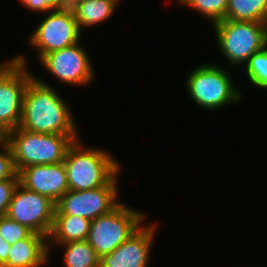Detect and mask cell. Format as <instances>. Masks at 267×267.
<instances>
[{
  "instance_id": "9c48e42d",
  "label": "cell",
  "mask_w": 267,
  "mask_h": 267,
  "mask_svg": "<svg viewBox=\"0 0 267 267\" xmlns=\"http://www.w3.org/2000/svg\"><path fill=\"white\" fill-rule=\"evenodd\" d=\"M118 175L100 188L68 190L56 203L55 215L81 216L92 221L108 214L121 203L118 200Z\"/></svg>"
},
{
  "instance_id": "d6986e66",
  "label": "cell",
  "mask_w": 267,
  "mask_h": 267,
  "mask_svg": "<svg viewBox=\"0 0 267 267\" xmlns=\"http://www.w3.org/2000/svg\"><path fill=\"white\" fill-rule=\"evenodd\" d=\"M177 2L182 6L195 9L206 19H210L212 25L226 17L228 0H177Z\"/></svg>"
},
{
  "instance_id": "ba28073f",
  "label": "cell",
  "mask_w": 267,
  "mask_h": 267,
  "mask_svg": "<svg viewBox=\"0 0 267 267\" xmlns=\"http://www.w3.org/2000/svg\"><path fill=\"white\" fill-rule=\"evenodd\" d=\"M81 33L72 9L61 7L45 15L28 41L40 60L45 54L80 42Z\"/></svg>"
},
{
  "instance_id": "7a4b0ae2",
  "label": "cell",
  "mask_w": 267,
  "mask_h": 267,
  "mask_svg": "<svg viewBox=\"0 0 267 267\" xmlns=\"http://www.w3.org/2000/svg\"><path fill=\"white\" fill-rule=\"evenodd\" d=\"M80 139L69 146L64 159L69 190L106 186L120 173V163L107 150L87 148Z\"/></svg>"
},
{
  "instance_id": "3957f363",
  "label": "cell",
  "mask_w": 267,
  "mask_h": 267,
  "mask_svg": "<svg viewBox=\"0 0 267 267\" xmlns=\"http://www.w3.org/2000/svg\"><path fill=\"white\" fill-rule=\"evenodd\" d=\"M79 135L35 133L17 127L6 134V143L13 155L17 173L33 165L64 162L69 146Z\"/></svg>"
},
{
  "instance_id": "ffe728a7",
  "label": "cell",
  "mask_w": 267,
  "mask_h": 267,
  "mask_svg": "<svg viewBox=\"0 0 267 267\" xmlns=\"http://www.w3.org/2000/svg\"><path fill=\"white\" fill-rule=\"evenodd\" d=\"M245 74L254 87L267 89V46L254 53L244 65Z\"/></svg>"
},
{
  "instance_id": "4316f807",
  "label": "cell",
  "mask_w": 267,
  "mask_h": 267,
  "mask_svg": "<svg viewBox=\"0 0 267 267\" xmlns=\"http://www.w3.org/2000/svg\"><path fill=\"white\" fill-rule=\"evenodd\" d=\"M6 142V134L3 132V130L0 128V145Z\"/></svg>"
},
{
  "instance_id": "8fae6325",
  "label": "cell",
  "mask_w": 267,
  "mask_h": 267,
  "mask_svg": "<svg viewBox=\"0 0 267 267\" xmlns=\"http://www.w3.org/2000/svg\"><path fill=\"white\" fill-rule=\"evenodd\" d=\"M80 43L45 54L39 61L43 68L66 85L87 86L94 76L91 58Z\"/></svg>"
},
{
  "instance_id": "ac0fdd59",
  "label": "cell",
  "mask_w": 267,
  "mask_h": 267,
  "mask_svg": "<svg viewBox=\"0 0 267 267\" xmlns=\"http://www.w3.org/2000/svg\"><path fill=\"white\" fill-rule=\"evenodd\" d=\"M225 20L267 23V0H228Z\"/></svg>"
},
{
  "instance_id": "484cf974",
  "label": "cell",
  "mask_w": 267,
  "mask_h": 267,
  "mask_svg": "<svg viewBox=\"0 0 267 267\" xmlns=\"http://www.w3.org/2000/svg\"><path fill=\"white\" fill-rule=\"evenodd\" d=\"M83 1L84 0H60L61 7L67 8V9H72L74 6H76L77 4H79Z\"/></svg>"
},
{
  "instance_id": "5bb4252c",
  "label": "cell",
  "mask_w": 267,
  "mask_h": 267,
  "mask_svg": "<svg viewBox=\"0 0 267 267\" xmlns=\"http://www.w3.org/2000/svg\"><path fill=\"white\" fill-rule=\"evenodd\" d=\"M46 236L32 232L27 238L11 244L3 267H43L50 259Z\"/></svg>"
},
{
  "instance_id": "5b68a950",
  "label": "cell",
  "mask_w": 267,
  "mask_h": 267,
  "mask_svg": "<svg viewBox=\"0 0 267 267\" xmlns=\"http://www.w3.org/2000/svg\"><path fill=\"white\" fill-rule=\"evenodd\" d=\"M214 27L217 45L230 65H245L267 46V23L221 20Z\"/></svg>"
},
{
  "instance_id": "9a60e30c",
  "label": "cell",
  "mask_w": 267,
  "mask_h": 267,
  "mask_svg": "<svg viewBox=\"0 0 267 267\" xmlns=\"http://www.w3.org/2000/svg\"><path fill=\"white\" fill-rule=\"evenodd\" d=\"M91 220L73 215H54L48 245L87 240Z\"/></svg>"
},
{
  "instance_id": "cb8c5ba5",
  "label": "cell",
  "mask_w": 267,
  "mask_h": 267,
  "mask_svg": "<svg viewBox=\"0 0 267 267\" xmlns=\"http://www.w3.org/2000/svg\"><path fill=\"white\" fill-rule=\"evenodd\" d=\"M22 4L33 12L48 13L61 8L60 0H20Z\"/></svg>"
},
{
  "instance_id": "2e32d148",
  "label": "cell",
  "mask_w": 267,
  "mask_h": 267,
  "mask_svg": "<svg viewBox=\"0 0 267 267\" xmlns=\"http://www.w3.org/2000/svg\"><path fill=\"white\" fill-rule=\"evenodd\" d=\"M115 0H84L72 8L80 30L104 23L116 11Z\"/></svg>"
},
{
  "instance_id": "30bf717a",
  "label": "cell",
  "mask_w": 267,
  "mask_h": 267,
  "mask_svg": "<svg viewBox=\"0 0 267 267\" xmlns=\"http://www.w3.org/2000/svg\"><path fill=\"white\" fill-rule=\"evenodd\" d=\"M56 210V203L46 196L30 191L20 183L14 191L7 216L31 231L48 238Z\"/></svg>"
},
{
  "instance_id": "7402d4cb",
  "label": "cell",
  "mask_w": 267,
  "mask_h": 267,
  "mask_svg": "<svg viewBox=\"0 0 267 267\" xmlns=\"http://www.w3.org/2000/svg\"><path fill=\"white\" fill-rule=\"evenodd\" d=\"M19 183L18 173L11 179L0 181V217L7 215L14 191Z\"/></svg>"
},
{
  "instance_id": "e0dca14e",
  "label": "cell",
  "mask_w": 267,
  "mask_h": 267,
  "mask_svg": "<svg viewBox=\"0 0 267 267\" xmlns=\"http://www.w3.org/2000/svg\"><path fill=\"white\" fill-rule=\"evenodd\" d=\"M55 245L64 249L63 262L65 267H99L100 258L87 240L48 245L49 252H52L51 249Z\"/></svg>"
},
{
  "instance_id": "d4e9b609",
  "label": "cell",
  "mask_w": 267,
  "mask_h": 267,
  "mask_svg": "<svg viewBox=\"0 0 267 267\" xmlns=\"http://www.w3.org/2000/svg\"><path fill=\"white\" fill-rule=\"evenodd\" d=\"M11 244L7 243L0 233V267H3L7 263Z\"/></svg>"
},
{
  "instance_id": "4fadbf2b",
  "label": "cell",
  "mask_w": 267,
  "mask_h": 267,
  "mask_svg": "<svg viewBox=\"0 0 267 267\" xmlns=\"http://www.w3.org/2000/svg\"><path fill=\"white\" fill-rule=\"evenodd\" d=\"M18 174L22 186L55 203L69 190L64 162L25 167Z\"/></svg>"
},
{
  "instance_id": "52a82bcc",
  "label": "cell",
  "mask_w": 267,
  "mask_h": 267,
  "mask_svg": "<svg viewBox=\"0 0 267 267\" xmlns=\"http://www.w3.org/2000/svg\"><path fill=\"white\" fill-rule=\"evenodd\" d=\"M26 63L23 55L0 62V128L5 134L19 126L24 93L35 76Z\"/></svg>"
},
{
  "instance_id": "8992f818",
  "label": "cell",
  "mask_w": 267,
  "mask_h": 267,
  "mask_svg": "<svg viewBox=\"0 0 267 267\" xmlns=\"http://www.w3.org/2000/svg\"><path fill=\"white\" fill-rule=\"evenodd\" d=\"M146 214L120 203L108 214L91 221L87 242L99 258L111 254L144 223Z\"/></svg>"
},
{
  "instance_id": "7c38bea8",
  "label": "cell",
  "mask_w": 267,
  "mask_h": 267,
  "mask_svg": "<svg viewBox=\"0 0 267 267\" xmlns=\"http://www.w3.org/2000/svg\"><path fill=\"white\" fill-rule=\"evenodd\" d=\"M156 224L145 223L111 254L99 260V267H148Z\"/></svg>"
},
{
  "instance_id": "44dd1931",
  "label": "cell",
  "mask_w": 267,
  "mask_h": 267,
  "mask_svg": "<svg viewBox=\"0 0 267 267\" xmlns=\"http://www.w3.org/2000/svg\"><path fill=\"white\" fill-rule=\"evenodd\" d=\"M33 231L27 226L19 224L7 215L0 217V233L2 238L9 244L27 238Z\"/></svg>"
},
{
  "instance_id": "6da1fadb",
  "label": "cell",
  "mask_w": 267,
  "mask_h": 267,
  "mask_svg": "<svg viewBox=\"0 0 267 267\" xmlns=\"http://www.w3.org/2000/svg\"><path fill=\"white\" fill-rule=\"evenodd\" d=\"M66 102L49 83L34 76L24 93L18 127L42 134L80 135Z\"/></svg>"
},
{
  "instance_id": "277c9868",
  "label": "cell",
  "mask_w": 267,
  "mask_h": 267,
  "mask_svg": "<svg viewBox=\"0 0 267 267\" xmlns=\"http://www.w3.org/2000/svg\"><path fill=\"white\" fill-rule=\"evenodd\" d=\"M187 75L185 84L190 99L204 110H220L241 101L242 92L235 88L227 69L218 64L197 65Z\"/></svg>"
},
{
  "instance_id": "603a6c76",
  "label": "cell",
  "mask_w": 267,
  "mask_h": 267,
  "mask_svg": "<svg viewBox=\"0 0 267 267\" xmlns=\"http://www.w3.org/2000/svg\"><path fill=\"white\" fill-rule=\"evenodd\" d=\"M16 174L11 148L5 142L0 145V181L11 179Z\"/></svg>"
}]
</instances>
